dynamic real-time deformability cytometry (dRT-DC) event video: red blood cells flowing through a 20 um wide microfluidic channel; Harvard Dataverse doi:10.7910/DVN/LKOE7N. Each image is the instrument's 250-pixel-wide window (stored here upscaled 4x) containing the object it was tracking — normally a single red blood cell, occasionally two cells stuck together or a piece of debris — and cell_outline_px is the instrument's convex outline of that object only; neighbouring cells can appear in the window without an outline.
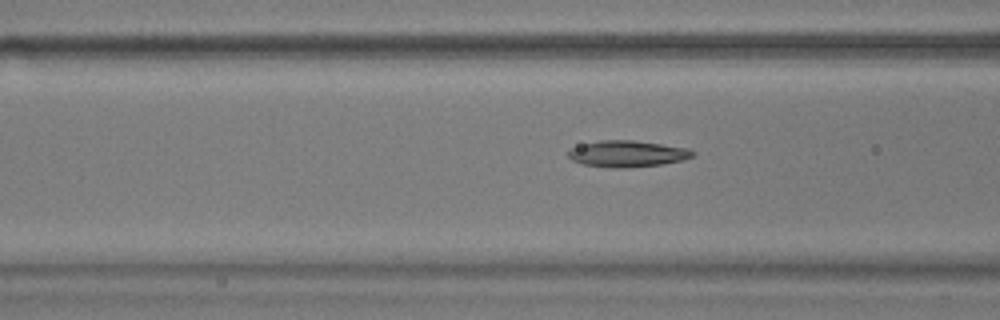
{"species": "common noctule bat (a hibernating species)", "species_latin": "Nyctalus noctula", "temperature_condition": "warm", "stored_images_in_passage": 42, "camera_frame_rate_fps": 3000, "um_per_image_px": 0.085, "animal": {"sex": "male", "body_mass_g": 17.9}, "frame": {"image": 1, "passage_image": 9, "time_ms": 2.667, "image_size_px": [1000, 320], "cell_outline_px": [[696, 152], [692, 156], [680, 160], [660, 164], [624, 168], [616, 168], [584, 164], [572, 160], [568, 156], [568, 148], [580, 144], [600, 140], [632, 140], [688, 148]], "centroid_in_image_um": [53.26, 13.05], "position_along_channel_um": 113.3, "area_um2": 18.96}}
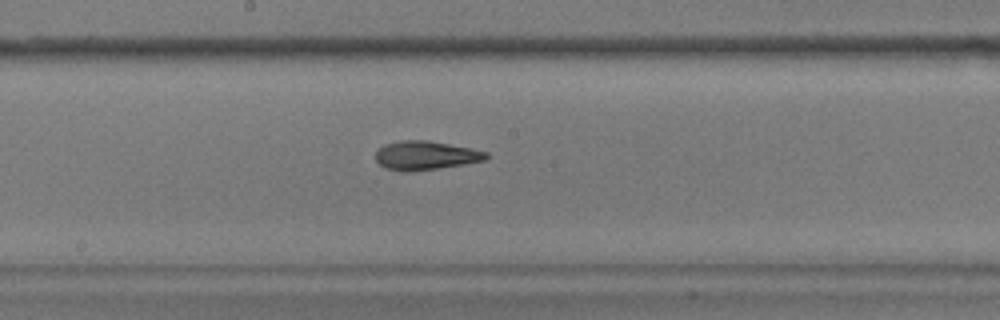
{"frame": {"image": 2, "passage_image": 17, "time_ms": 5.333, "image_size_px": [1000, 320], "cell_outline_px": [[488, 156], [484, 160], [464, 164], [408, 172], [400, 172], [384, 168], [376, 160], [376, 152], [384, 144], [400, 140], [428, 140], [488, 152]], "centroid_in_image_um": [36.12, 13.21], "position_along_channel_um": 212.1, "area_um2": 18.44}}
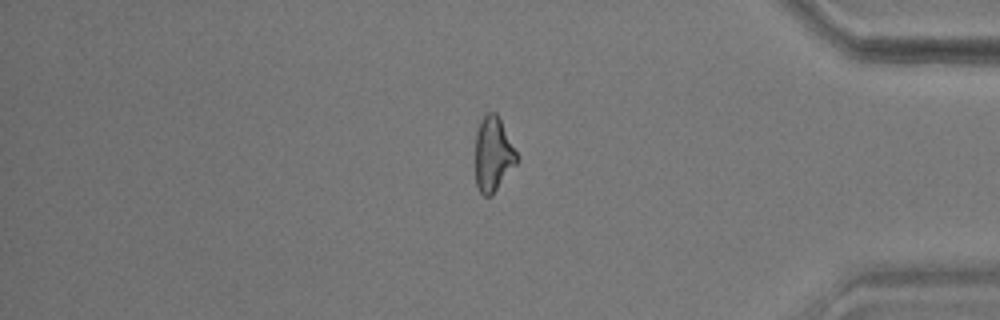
{"frame": {"image": 3, "passage_image": 34, "time_ms": 11.0, "image_size_px": [1000, 320], "cell_outline_px": [[516, 164], [492, 196], [484, 196], [480, 192], [476, 184], [476, 132], [480, 120], [488, 112], [496, 112], [516, 152]], "centroid_in_image_um": [41.89, 13.13], "position_along_channel_um": 393.3, "area_um2": 17.69}, "authors_computed_cell_mechanics": {"area_um2": 18.5827, "velocity_mm_per_s": 3.6874, "shape_relaxation_time_tau1_ms": 5.2829, "shape_relaxation_time_tau2_ms": 2.6988, "deformation_change_tau1": 0.1818, "deformation_change_tau2": 0.1115}}